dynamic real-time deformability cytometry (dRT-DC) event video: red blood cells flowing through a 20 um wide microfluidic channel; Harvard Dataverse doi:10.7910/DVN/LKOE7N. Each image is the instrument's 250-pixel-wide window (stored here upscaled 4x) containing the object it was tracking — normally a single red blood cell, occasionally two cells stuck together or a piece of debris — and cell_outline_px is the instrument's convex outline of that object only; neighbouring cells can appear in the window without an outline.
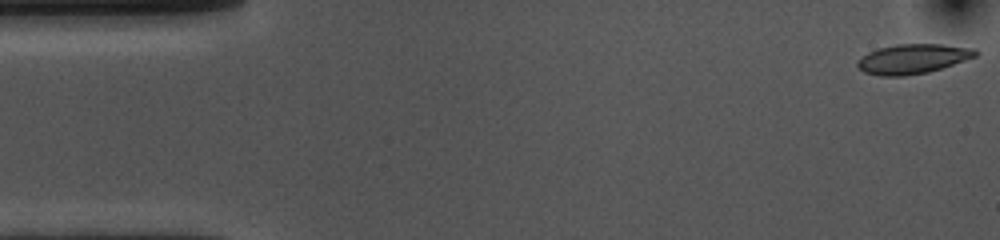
{"species": "common noctule bat (a hibernating species)", "species_latin": "Nyctalus noctula", "temperature_condition": "cold", "stored_images_in_passage": 54, "camera_frame_rate_fps": 3000, "um_per_image_px": 0.085, "animal": {"sex": "female", "body_mass_g": 10.0, "forearm_length_mm": 53.1}, "frame": {"image": 1, "passage_image": 1, "time_ms": 0.0, "image_size_px": [1000, 240], "cell_outline_px": [[980, 52], [976, 56], [928, 72], [904, 76], [880, 76], [864, 72], [856, 64], [856, 60], [868, 52], [880, 48], [896, 44], [940, 44], [976, 48]], "centroid_in_image_um": [77.58, 5.0], "position_along_channel_um": 7.4, "area_um2": 20.35}}
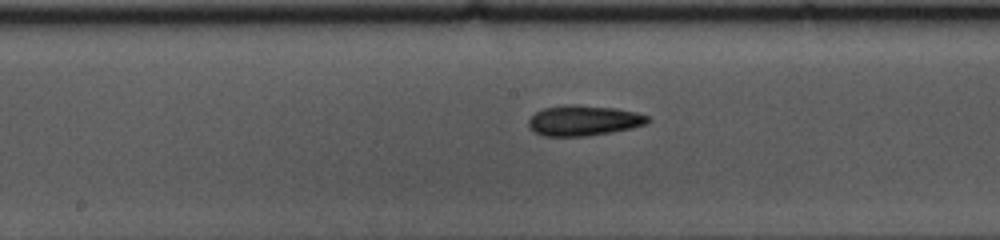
{"frame": {"image": 2, "passage_image": 26, "time_ms": 8.333, "image_size_px": [1000, 240], "cell_outline_px": [[652, 120], [648, 124], [632, 128], [612, 132], [588, 136], [544, 136], [532, 132], [528, 128], [528, 120], [536, 112], [544, 108], [564, 104], [576, 104], [616, 108], [636, 112], [648, 116]], "centroid_in_image_um": [49.61, 10.24], "position_along_channel_um": 198.6, "area_um2": 21.5}}
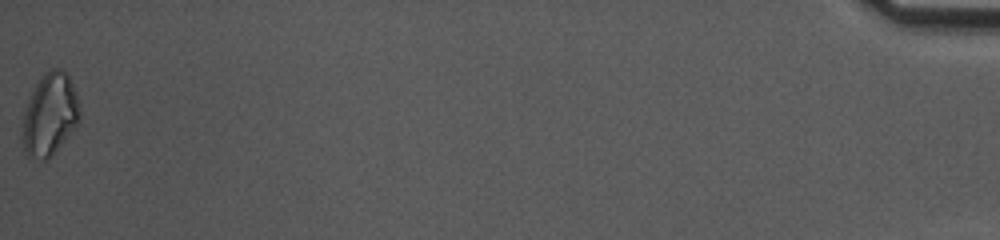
{"frame": {"image": 3, "passage_image": 54, "time_ms": 17.667, "image_size_px": [1000, 240], "cell_outline_px": [[80, 120], [48, 160], [44, 160], [28, 156], [24, 152], [20, 136], [24, 108], [32, 88], [40, 76], [48, 68], [60, 68], [68, 76], [76, 92], [80, 112]], "centroid_in_image_um": [4.18, 9.72], "position_along_channel_um": 431.0, "area_um2": 27.92}, "authors_computed_cell_mechanics": {"area_um2": 20.5479, "velocity_mm_per_s": 3.626, "shape_relaxation_time_tau1_ms": 4.772, "shape_relaxation_time_tau2_ms": 6.2426, "deformation_change_tau1": 0.1357, "deformation_change_tau2": 0.1317}}